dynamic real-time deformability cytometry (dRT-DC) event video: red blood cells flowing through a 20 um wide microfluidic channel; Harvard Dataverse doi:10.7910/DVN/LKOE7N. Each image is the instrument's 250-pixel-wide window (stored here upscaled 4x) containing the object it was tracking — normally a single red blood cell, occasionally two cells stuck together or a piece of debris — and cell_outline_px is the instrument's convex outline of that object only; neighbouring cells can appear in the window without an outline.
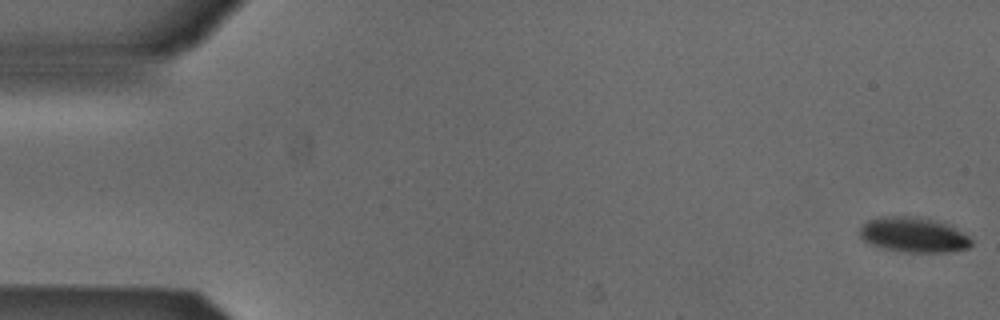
{"species": "Egyptian fruit bat (a non-hibernating species)", "species_latin": "Rousettus aegyptiacus", "temperature_condition": "cold", "stored_images_in_passage": 53, "camera_frame_rate_fps": 3000, "um_per_image_px": 0.085, "animal": {"sex": "male"}, "frame": {"image": 1, "passage_image": 1, "time_ms": 0.0, "image_size_px": [1000, 320], "cell_outline_px": [[972, 244], [968, 248], [948, 252], [908, 252], [884, 248], [872, 244], [864, 240], [860, 236], [860, 228], [868, 220], [876, 216], [916, 216], [936, 220], [952, 224], [964, 232], [972, 240]], "centroid_in_image_um": [77.7, 19.93], "position_along_channel_um": 7.3, "area_um2": 23.06}}
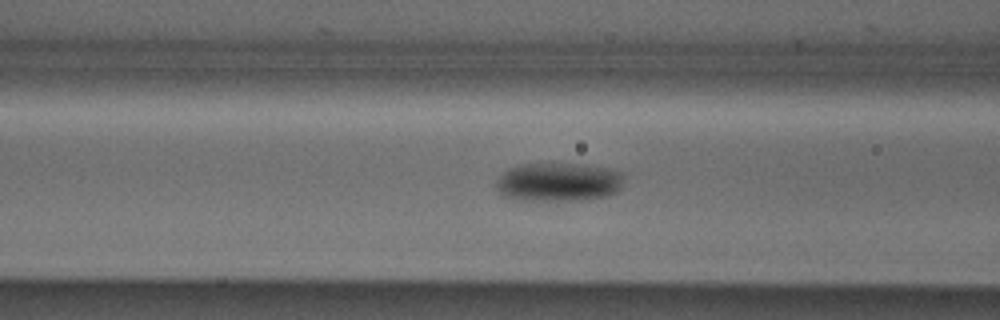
{"frame": {"image": 2, "passage_image": 21, "time_ms": 6.667, "image_size_px": [1000, 320], "cell_outline_px": [[624, 176], [620, 188], [616, 192], [608, 196], [580, 200], [520, 200], [504, 196], [496, 188], [496, 180], [508, 168], [516, 164], [580, 164], [608, 168], [620, 172]], "centroid_in_image_um": [47.46, 15.47], "position_along_channel_um": 119.1, "area_um2": 28.84}}
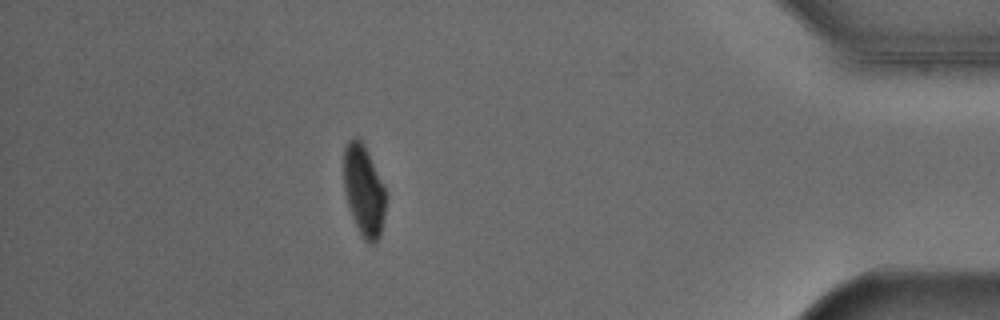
{"frame": {"image": 3, "passage_image": 47, "time_ms": 15.333, "image_size_px": [1000, 320], "cell_outline_px": [[388, 196], [380, 236], [376, 244], [368, 244], [364, 240], [348, 208], [344, 188], [344, 148], [348, 140], [352, 136], [360, 136], [384, 184]], "centroid_in_image_um": [30.94, 16.18], "position_along_channel_um": 404.3, "area_um2": 22.89}, "authors_computed_cell_mechanics": {"area_um2": 25.2008, "velocity_mm_per_s": 3.8599, "shape_relaxation_time_tau1_ms": 4.1809, "shape_relaxation_time_tau2_ms": 5.1551, "deformation_change_tau1": 0.1215, "deformation_change_tau2": 0.0322}}